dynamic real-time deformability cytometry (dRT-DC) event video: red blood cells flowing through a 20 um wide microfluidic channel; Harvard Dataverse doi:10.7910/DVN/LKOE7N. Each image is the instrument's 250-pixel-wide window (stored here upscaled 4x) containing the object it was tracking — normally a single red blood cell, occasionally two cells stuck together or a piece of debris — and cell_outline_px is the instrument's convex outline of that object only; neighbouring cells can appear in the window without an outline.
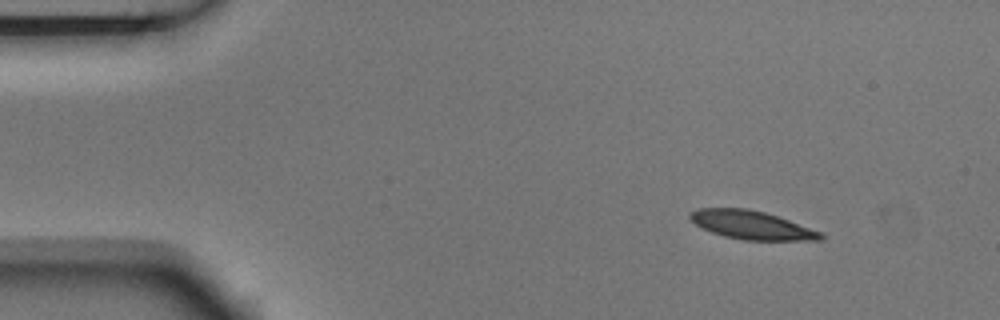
{"species": "Egyptian fruit bat (a non-hibernating species)", "species_latin": "Rousettus aegyptiacus", "temperature_condition": "room temperature", "stored_images_in_passage": 5, "camera_frame_rate_fps": 3000, "um_per_image_px": 0.085, "animal": {"sex": "male"}, "frame": {"image": 1, "passage_image": 1, "time_ms": 0.0, "image_size_px": [1000, 320], "cell_outline_px": [[824, 240], [744, 240], [724, 236], [700, 228], [688, 216], [688, 212], [696, 208], [748, 208], [764, 212], [788, 220], [820, 232], [824, 236]], "centroid_in_image_um": [63.82, 19.12], "position_along_channel_um": 21.2, "area_um2": 21.56}}
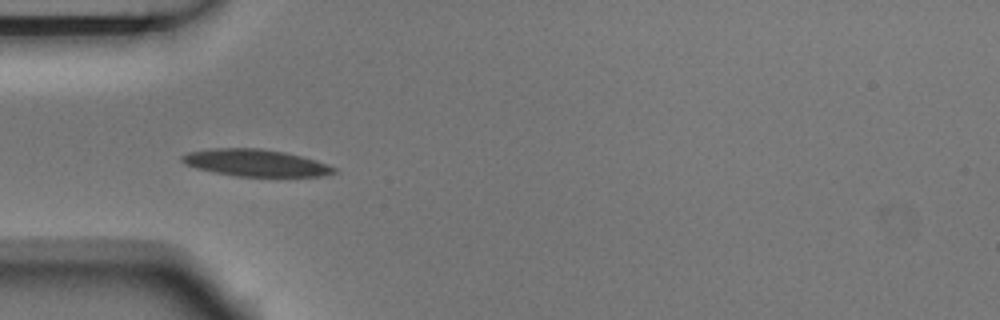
{"frame": {"image": 2, "passage_image": 4, "time_ms": 1.0, "image_size_px": [1000, 320], "cell_outline_px": [[340, 172], [324, 176], [236, 176], [212, 172], [196, 168], [184, 164], [180, 160], [180, 156], [188, 152], [212, 148], [260, 148], [284, 152], [316, 160], [328, 164], [336, 168]], "centroid_in_image_um": [21.72, 13.84], "position_along_channel_um": 63.3, "area_um2": 24.04}}
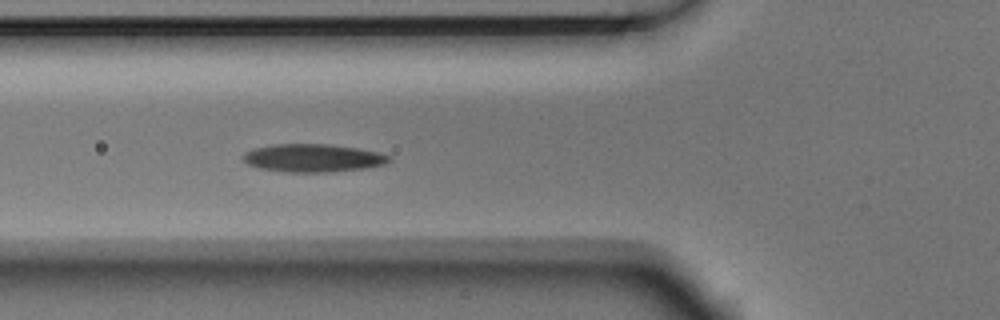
{"frame": {"image": 3, "passage_image": 5, "time_ms": 1.333, "image_size_px": [1000, 320], "cell_outline_px": [[392, 160], [388, 164], [364, 168], [332, 172], [288, 172], [260, 168], [248, 164], [244, 160], [244, 152], [252, 148], [272, 144], [332, 144], [360, 148], [380, 152], [392, 156]], "centroid_in_image_um": [26.67, 13.42], "position_along_channel_um": 99.1, "area_um2": 24.16}}